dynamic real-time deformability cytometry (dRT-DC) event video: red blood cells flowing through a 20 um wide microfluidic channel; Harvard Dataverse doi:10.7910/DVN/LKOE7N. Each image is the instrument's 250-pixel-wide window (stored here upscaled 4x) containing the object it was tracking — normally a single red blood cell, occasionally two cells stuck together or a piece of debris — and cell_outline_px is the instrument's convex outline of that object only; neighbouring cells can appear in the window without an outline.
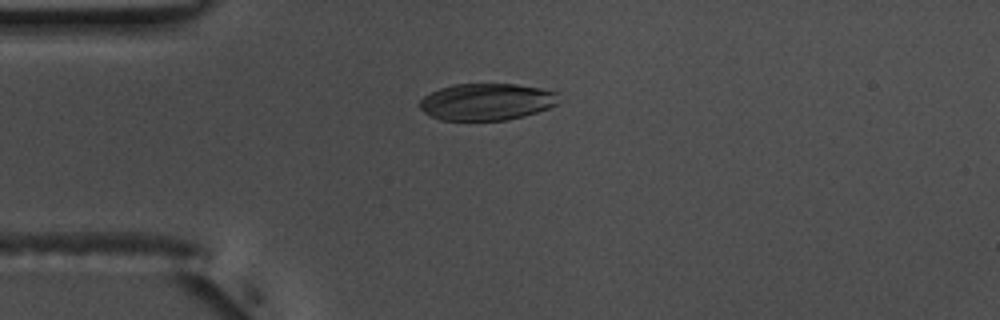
{"species": "common noctule bat (a hibernating species)", "species_latin": "Nyctalus noctula", "temperature_condition": "warm", "stored_images_in_passage": 54, "camera_frame_rate_fps": 3000, "um_per_image_px": 0.085, "animal": {"sex": "male", "body_mass_g": 17.5, "forearm_length_mm": 52.3}, "frame": {"image": 1, "passage_image": 13, "time_ms": 4.0, "image_size_px": [1000, 320], "cell_outline_px": [[556, 104], [548, 108], [524, 116], [508, 120], [440, 120], [424, 112], [420, 108], [420, 100], [424, 96], [440, 88], [456, 84], [516, 84], [540, 88], [556, 92]], "centroid_in_image_um": [41.34, 8.65], "position_along_channel_um": 43.7, "area_um2": 29.59}}
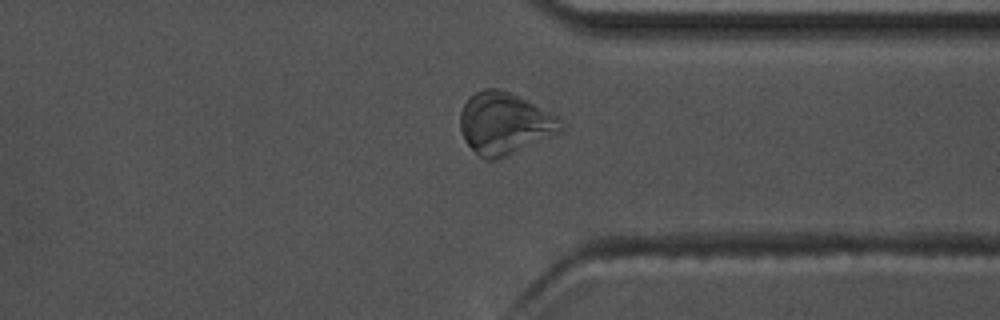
{"frame": {"image": 2, "passage_image": 41, "time_ms": 13.333, "image_size_px": [1000, 320], "cell_outline_px": [[564, 128], [560, 132], [508, 156], [496, 160], [484, 160], [464, 140], [460, 128], [460, 112], [468, 96], [484, 88], [496, 88], [520, 96], [556, 116], [560, 120]], "centroid_in_image_um": [42.86, 10.49], "position_along_channel_um": 368.5, "area_um2": 36.18}}